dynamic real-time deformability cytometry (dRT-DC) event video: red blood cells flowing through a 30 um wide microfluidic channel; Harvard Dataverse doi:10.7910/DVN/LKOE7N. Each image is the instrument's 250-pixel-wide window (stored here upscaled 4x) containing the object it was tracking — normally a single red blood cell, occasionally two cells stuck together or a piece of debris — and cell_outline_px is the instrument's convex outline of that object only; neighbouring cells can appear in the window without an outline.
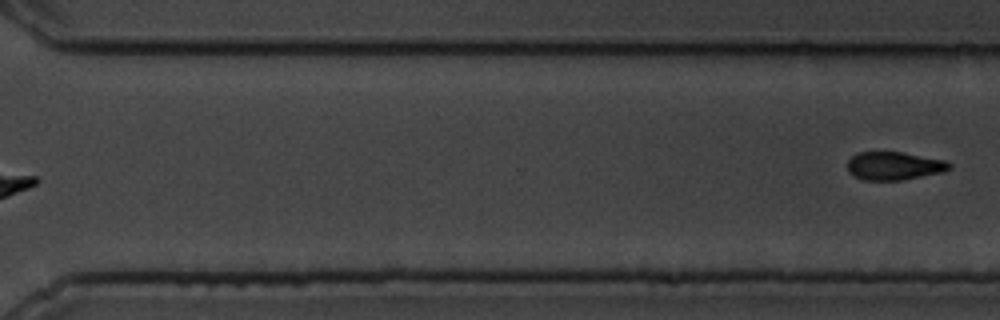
{"species": "common noctule bat (a hibernating species)", "species_latin": "Nyctalus noctula", "temperature_condition": "cold", "stored_images_in_passage": 11, "segment_of_instrument_passage": [2, 2], "camera_frame_rate_fps": 3000, "um_per_image_px": 0.085, "animal": {"sex": "male", "body_mass_g": 19.5, "forearm_length_mm": 54.6}, "frame": {"image": 1, "passage_image": 11, "time_ms": 12.333, "image_size_px": [1000, 320], "cell_outline_px": [[952, 168], [944, 172], [900, 180], [864, 180], [852, 176], [848, 172], [848, 160], [856, 152], [900, 152], [944, 160], [952, 164]], "centroid_in_image_um": [75.98, 14.1], "position_along_channel_um": 294.6, "area_um2": 16.76}}